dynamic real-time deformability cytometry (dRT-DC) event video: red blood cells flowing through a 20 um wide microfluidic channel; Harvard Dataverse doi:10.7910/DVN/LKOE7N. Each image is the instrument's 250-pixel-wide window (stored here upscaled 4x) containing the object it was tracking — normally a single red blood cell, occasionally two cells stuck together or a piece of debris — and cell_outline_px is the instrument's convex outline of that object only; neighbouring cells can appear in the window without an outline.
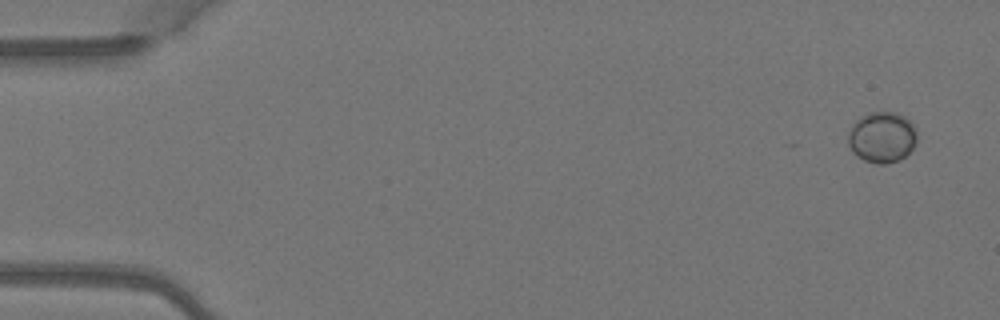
{"species": "Egyptian fruit bat (a non-hibernating species)", "species_latin": "Rousettus aegyptiacus", "temperature_condition": "warm", "stored_images_in_passage": 4, "camera_frame_rate_fps": 3000, "um_per_image_px": 0.085, "animal": {"sex": "female"}, "frame": {"image": 1, "passage_image": 1, "time_ms": 0.0, "image_size_px": [1000, 320], "cell_outline_px": [[916, 140], [912, 148], [904, 156], [896, 160], [884, 164], [876, 164], [864, 160], [856, 156], [852, 152], [848, 144], [848, 132], [852, 124], [860, 116], [868, 112], [896, 112], [904, 116], [912, 124], [916, 132]], "centroid_in_image_um": [74.92, 11.65], "position_along_channel_um": 10.1, "area_um2": 20.4}}
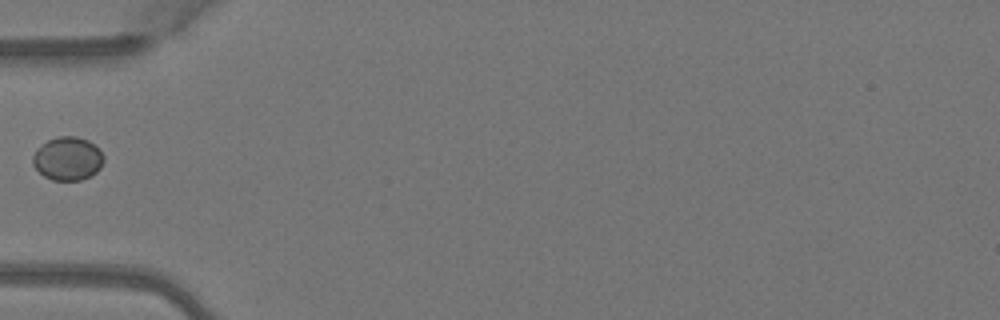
{"frame": {"image": 2, "passage_image": 4, "time_ms": 1.0, "image_size_px": [1000, 320], "cell_outline_px": [[104, 160], [100, 168], [92, 176], [80, 180], [52, 180], [44, 176], [32, 164], [32, 156], [48, 140], [60, 136], [76, 136], [88, 140], [104, 156]], "centroid_in_image_um": [5.77, 13.5], "position_along_channel_um": 79.2, "area_um2": 17.69}}